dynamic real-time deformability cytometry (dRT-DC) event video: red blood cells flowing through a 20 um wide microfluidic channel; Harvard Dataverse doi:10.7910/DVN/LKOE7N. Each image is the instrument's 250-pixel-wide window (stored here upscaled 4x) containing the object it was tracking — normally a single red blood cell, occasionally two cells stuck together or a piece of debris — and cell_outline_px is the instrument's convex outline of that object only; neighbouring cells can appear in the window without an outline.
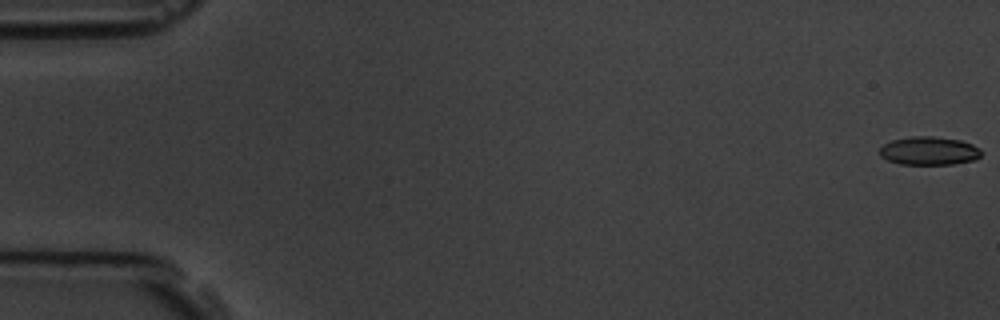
{"species": "common noctule bat (a hibernating species)", "species_latin": "Nyctalus noctula", "temperature_condition": "room temperature", "stored_images_in_passage": 5, "camera_frame_rate_fps": 3000, "um_per_image_px": 0.085, "animal": {"sex": "male", "body_mass_g": 19.5, "forearm_length_mm": 54.6}, "frame": {"image": 1, "passage_image": 1, "time_ms": 0.0, "image_size_px": [1000, 320], "cell_outline_px": [[984, 152], [976, 160], [952, 164], [900, 164], [888, 160], [880, 156], [880, 148], [884, 144], [892, 140], [912, 136], [932, 136], [960, 140], [972, 144], [980, 148]], "centroid_in_image_um": [79.0, 12.82], "position_along_channel_um": 6.0, "area_um2": 16.88}}
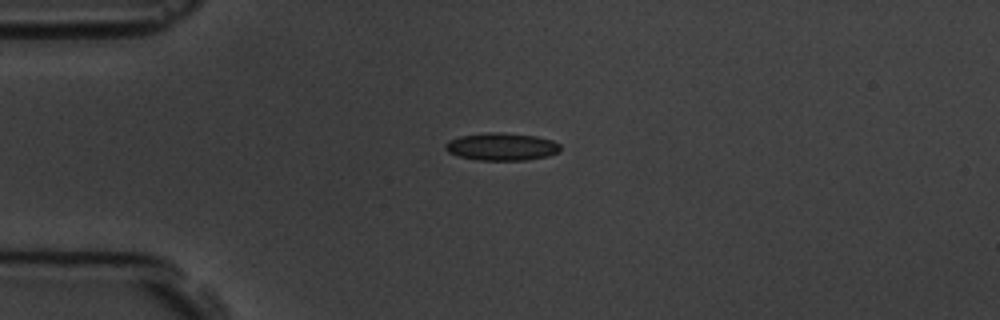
{"frame": {"image": 2, "passage_image": 5, "time_ms": 4.667, "image_size_px": [1000, 320], "cell_outline_px": [[560, 152], [548, 156], [524, 160], [476, 160], [460, 156], [448, 152], [444, 148], [444, 144], [448, 140], [460, 136], [484, 132], [500, 132], [536, 136], [552, 140], [560, 144]], "centroid_in_image_um": [42.63, 12.46], "position_along_channel_um": 42.4, "area_um2": 18.61}}